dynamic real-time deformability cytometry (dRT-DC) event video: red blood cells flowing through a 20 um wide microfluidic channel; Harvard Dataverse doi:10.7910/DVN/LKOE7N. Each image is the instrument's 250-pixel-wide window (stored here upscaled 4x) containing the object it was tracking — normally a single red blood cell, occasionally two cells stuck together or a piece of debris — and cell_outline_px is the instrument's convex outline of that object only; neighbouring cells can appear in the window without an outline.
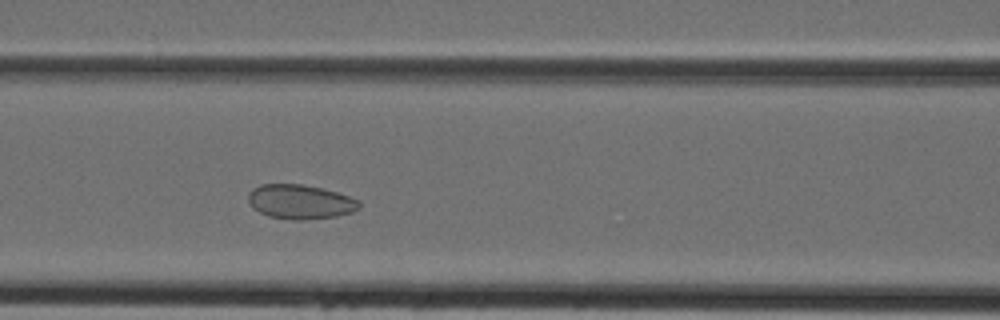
{"species": "Egyptian fruit bat (a non-hibernating species)", "species_latin": "Rousettus aegyptiacus", "temperature_condition": "cold", "stored_images_in_passage": 33, "camera_frame_rate_fps": 3000, "um_per_image_px": 0.085, "animal": {"sex": "female"}, "frame": {"image": 1, "passage_image": 8, "time_ms": 2.333, "image_size_px": [1000, 320], "cell_outline_px": [[360, 208], [352, 212], [336, 216], [304, 220], [292, 220], [268, 216], [252, 208], [248, 200], [248, 192], [252, 188], [260, 184], [300, 184], [320, 188], [336, 192], [360, 200]], "centroid_in_image_um": [25.49, 17.15], "position_along_channel_um": 141.1, "area_um2": 22.31}}
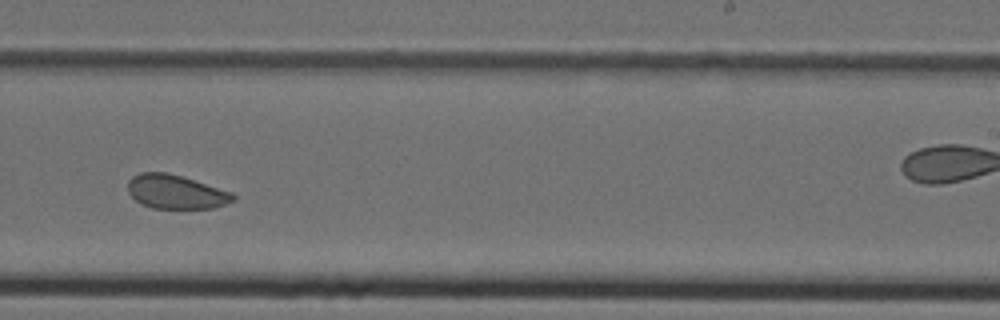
{"frame": {"image": 2, "passage_image": 17, "time_ms": 5.333, "image_size_px": [1000, 320], "cell_outline_px": [[236, 200], [212, 208], [152, 208], [136, 200], [128, 192], [128, 180], [132, 176], [140, 172], [164, 172], [180, 176], [232, 192], [236, 196]], "centroid_in_image_um": [14.94, 16.3], "position_along_channel_um": 274.1, "area_um2": 20.58}}
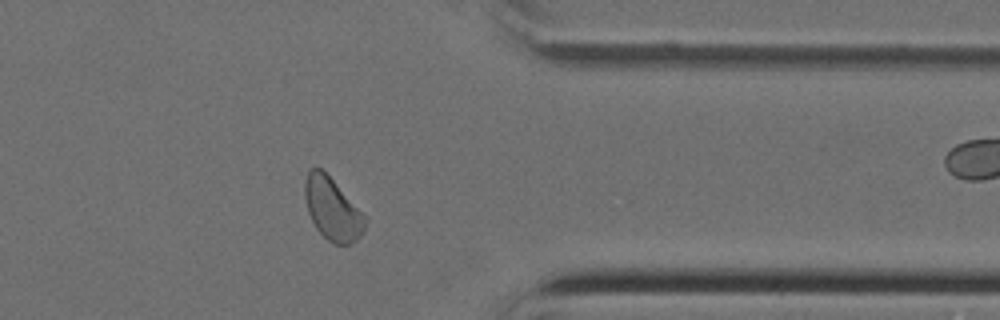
{"frame": {"image": 3, "passage_image": 25, "time_ms": 8.0, "image_size_px": [1000, 320], "cell_outline_px": [[364, 228], [360, 236], [356, 240], [348, 244], [332, 244], [316, 228], [308, 212], [304, 196], [304, 184], [308, 172], [312, 168], [320, 168], [332, 180], [364, 216]], "centroid_in_image_um": [28.2, 17.79], "position_along_channel_um": 383.2, "area_um2": 21.04}}